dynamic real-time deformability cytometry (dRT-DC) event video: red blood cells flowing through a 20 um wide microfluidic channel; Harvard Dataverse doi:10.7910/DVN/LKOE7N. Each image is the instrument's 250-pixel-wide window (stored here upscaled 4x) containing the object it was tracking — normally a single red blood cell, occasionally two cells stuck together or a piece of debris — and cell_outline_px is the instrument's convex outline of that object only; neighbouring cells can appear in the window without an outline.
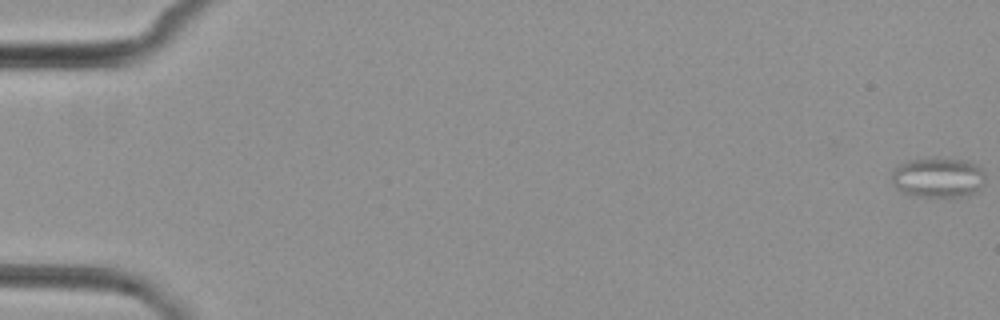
{"species": "common noctule bat (a hibernating species)", "species_latin": "Nyctalus noctula", "temperature_condition": "cold", "stored_images_in_passage": 6, "camera_frame_rate_fps": 3000, "um_per_image_px": 0.085, "animal": {"sex": "female", "body_mass_g": 29.2, "forearm_length_mm": 56.3}, "frame": {"image": 1, "passage_image": 1, "time_ms": 0.0, "image_size_px": [1000, 320], "cell_outline_px": [[984, 184], [972, 192], [960, 196], [908, 196], [896, 188], [892, 184], [892, 172], [896, 164], [908, 160], [936, 156], [972, 160], [984, 172]], "centroid_in_image_um": [79.68, 15.03], "position_along_channel_um": 5.3, "area_um2": 22.43}}
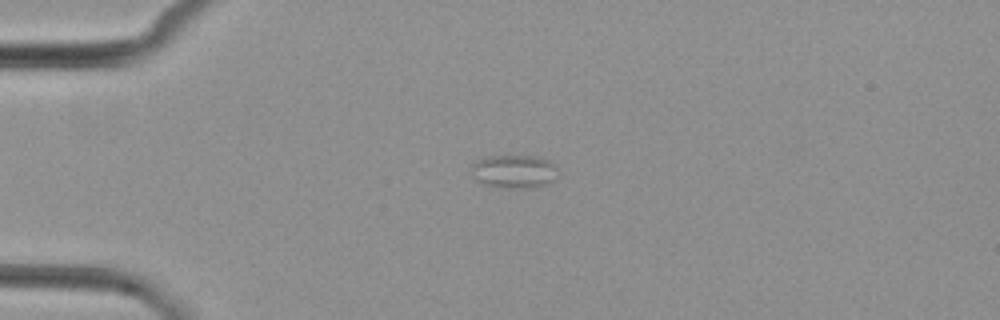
{"frame": {"image": 2, "passage_image": 5, "time_ms": 4.667, "image_size_px": [1000, 320], "cell_outline_px": [[560, 172], [556, 180], [548, 184], [532, 188], [508, 188], [488, 184], [476, 180], [472, 176], [472, 164], [476, 160], [488, 156], [536, 156], [548, 160], [556, 164], [560, 168]], "centroid_in_image_um": [43.79, 14.57], "position_along_channel_um": 41.2, "area_um2": 17.17}}